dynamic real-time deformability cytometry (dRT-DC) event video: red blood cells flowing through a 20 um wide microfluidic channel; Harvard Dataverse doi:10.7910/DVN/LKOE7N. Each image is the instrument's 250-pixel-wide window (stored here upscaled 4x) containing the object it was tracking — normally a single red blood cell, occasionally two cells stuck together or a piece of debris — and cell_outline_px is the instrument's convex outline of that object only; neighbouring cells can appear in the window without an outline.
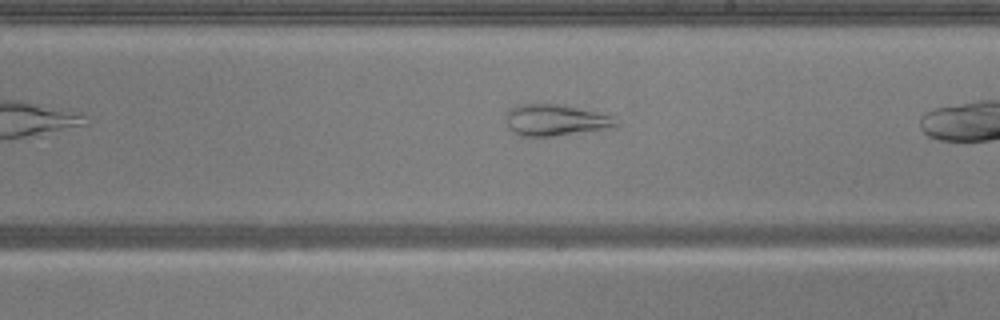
{"species": "common noctule bat (a hibernating species)", "species_latin": "Nyctalus noctula", "temperature_condition": "warm", "stored_images_in_passage": 16, "camera_frame_rate_fps": 3000, "um_per_image_px": 0.085, "animal": {"sex": "male", "body_mass_g": 20.5, "forearm_length_mm": 52.5}, "frame": {"image": 1, "passage_image": 14, "time_ms": 4.333, "image_size_px": [1000, 320], "cell_outline_px": [[620, 124], [616, 128], [552, 136], [520, 136], [512, 132], [508, 128], [504, 120], [504, 112], [508, 108], [516, 104], [556, 104], [596, 112], [612, 116]], "centroid_in_image_um": [47.15, 10.22], "position_along_channel_um": 241.9, "area_um2": 20.52}}